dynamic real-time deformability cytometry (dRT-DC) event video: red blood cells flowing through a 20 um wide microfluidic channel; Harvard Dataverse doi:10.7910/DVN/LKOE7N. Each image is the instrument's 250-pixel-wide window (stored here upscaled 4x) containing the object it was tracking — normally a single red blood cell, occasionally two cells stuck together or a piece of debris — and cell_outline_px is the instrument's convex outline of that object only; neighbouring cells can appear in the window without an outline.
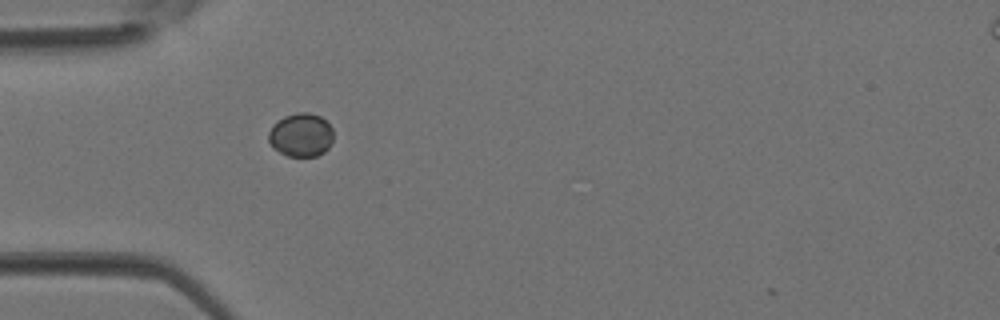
{"species": "Egyptian fruit bat (a non-hibernating species)", "species_latin": "Rousettus aegyptiacus", "temperature_condition": "room temperature", "stored_images_in_passage": 5, "camera_frame_rate_fps": 3000, "um_per_image_px": 0.085, "animal": {"sex": "female"}, "frame": {"image": 1, "passage_image": 4, "time_ms": 1.0, "image_size_px": [1000, 320], "cell_outline_px": [[332, 140], [328, 148], [324, 152], [316, 156], [288, 156], [272, 148], [268, 140], [268, 132], [284, 116], [296, 112], [308, 112], [320, 116], [332, 128]], "centroid_in_image_um": [25.58, 11.48], "position_along_channel_um": 59.4, "area_um2": 16.3}}